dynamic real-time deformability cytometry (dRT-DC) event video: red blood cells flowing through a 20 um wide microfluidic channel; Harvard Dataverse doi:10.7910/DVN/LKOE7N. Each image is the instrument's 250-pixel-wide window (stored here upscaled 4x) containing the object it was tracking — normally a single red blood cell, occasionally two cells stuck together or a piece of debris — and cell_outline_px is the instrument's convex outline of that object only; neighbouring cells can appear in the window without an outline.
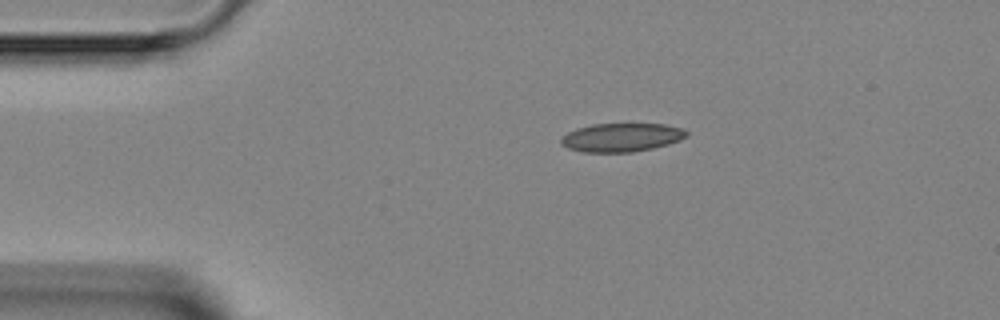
{"species": "Egyptian fruit bat (a non-hibernating species)", "species_latin": "Rousettus aegyptiacus", "temperature_condition": "room temperature", "stored_images_in_passage": 2, "camera_frame_rate_fps": 3000, "um_per_image_px": 0.085, "animal": {"sex": "female"}, "frame": {"image": 1, "passage_image": 1, "time_ms": 0.0, "image_size_px": [1000, 320], "cell_outline_px": [[688, 136], [680, 140], [668, 144], [652, 148], [632, 152], [584, 152], [568, 148], [560, 144], [560, 140], [568, 132], [576, 128], [592, 124], [628, 120], [664, 124], [680, 128], [688, 132]], "centroid_in_image_um": [52.85, 11.62], "position_along_channel_um": 32.2, "area_um2": 21.85}}